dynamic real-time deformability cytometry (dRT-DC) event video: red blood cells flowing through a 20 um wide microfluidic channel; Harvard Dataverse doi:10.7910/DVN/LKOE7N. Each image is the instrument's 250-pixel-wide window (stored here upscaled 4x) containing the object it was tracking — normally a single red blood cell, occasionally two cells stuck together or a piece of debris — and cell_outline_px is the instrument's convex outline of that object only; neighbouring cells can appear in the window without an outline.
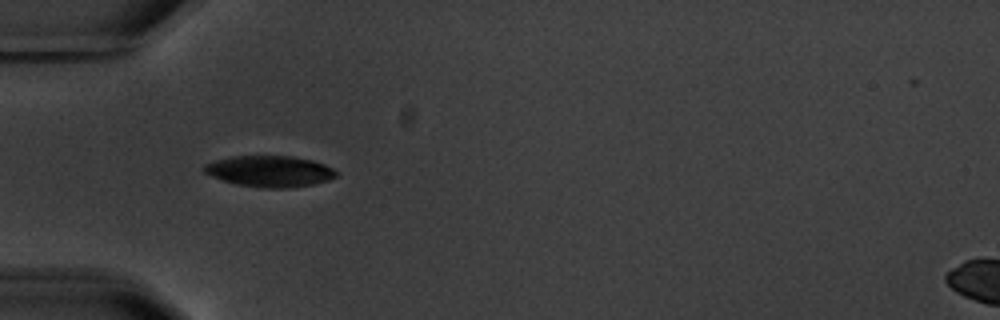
{"species": "common noctule bat (a hibernating species)", "species_latin": "Nyctalus noctula", "temperature_condition": "warm", "stored_images_in_passage": 10, "camera_frame_rate_fps": 3000, "um_per_image_px": 0.085, "animal": {"sex": "male", "body_mass_g": 20.1, "forearm_length_mm": 53.5}, "frame": {"image": 1, "passage_image": 4, "time_ms": 4.667, "image_size_px": [1000, 320], "cell_outline_px": [[340, 172], [336, 176], [328, 180], [312, 184], [288, 188], [260, 188], [236, 184], [212, 176], [204, 172], [204, 164], [216, 160], [232, 156], [292, 156], [312, 160], [324, 164]], "centroid_in_image_um": [22.94, 14.56], "position_along_channel_um": 62.1, "area_um2": 23.93}}
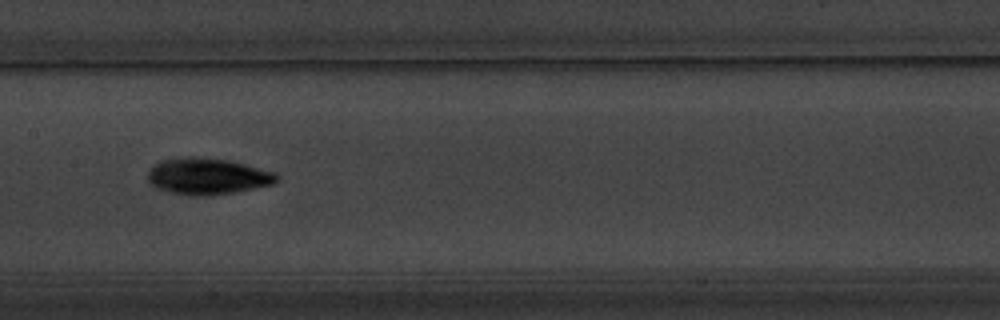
{"frame": {"image": 2, "passage_image": 7, "time_ms": 8.333, "image_size_px": [1000, 320], "cell_outline_px": [[280, 176], [272, 184], [236, 192], [204, 196], [188, 196], [156, 188], [148, 184], [148, 172], [160, 160], [188, 156], [192, 156], [228, 160], [276, 172]], "centroid_in_image_um": [17.62, 14.99], "position_along_channel_um": 189.8, "area_um2": 27.4}}
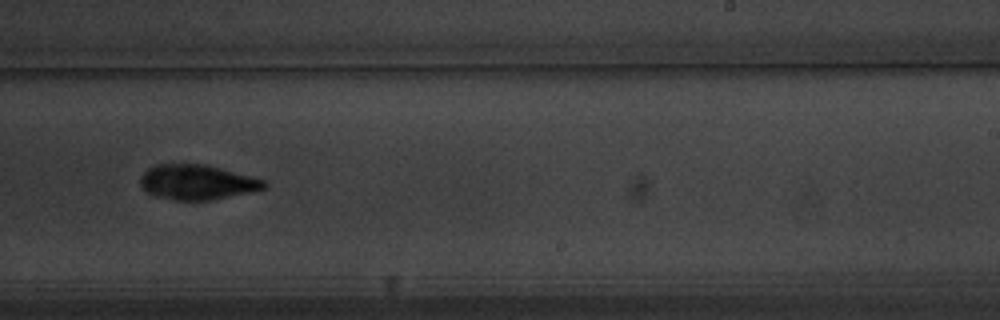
{"frame": {"image": 3, "passage_image": 9, "time_ms": 10.667, "image_size_px": [1000, 320], "cell_outline_px": [[268, 184], [264, 188], [248, 192], [212, 200], [176, 200], [156, 196], [148, 192], [140, 184], [140, 176], [148, 168], [156, 164], [204, 164], [220, 168], [264, 180]], "centroid_in_image_um": [16.72, 15.48], "position_along_channel_um": 272.3, "area_um2": 24.85}}